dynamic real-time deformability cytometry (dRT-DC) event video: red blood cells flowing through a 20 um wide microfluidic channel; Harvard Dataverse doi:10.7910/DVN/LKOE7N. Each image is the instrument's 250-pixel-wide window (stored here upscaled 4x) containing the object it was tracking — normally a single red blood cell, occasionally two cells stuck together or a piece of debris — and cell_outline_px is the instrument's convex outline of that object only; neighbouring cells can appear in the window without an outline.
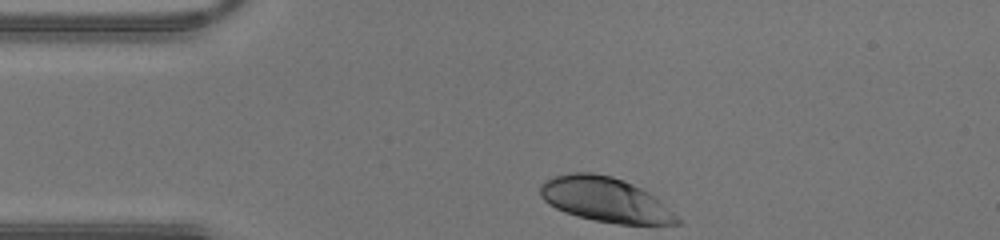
{"species": "human", "species_latin": "Homo sapiens", "temperature_condition": "warm", "stored_images_in_passage": 25, "camera_frame_rate_fps": 3000, "um_per_image_px": 0.085, "donor": {"sex": "male"}, "frame": {"image": 1, "passage_image": 1, "time_ms": 0.0, "image_size_px": [1000, 240], "cell_outline_px": [[680, 224], [616, 224], [576, 216], [564, 212], [548, 204], [540, 196], [540, 184], [544, 180], [552, 176], [572, 172], [592, 172], [612, 176], [624, 180], [648, 192], [676, 216], [680, 220]], "centroid_in_image_um": [51.37, 16.95], "position_along_channel_um": 33.6, "area_um2": 35.37}}
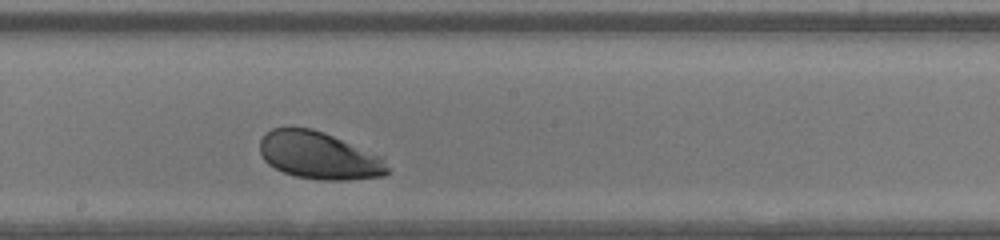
{"frame": {"image": 2, "passage_image": 15, "time_ms": 4.667, "image_size_px": [1000, 240], "cell_outline_px": [[388, 172], [384, 176], [348, 180], [324, 180], [296, 176], [284, 172], [268, 164], [264, 160], [260, 152], [260, 140], [272, 128], [312, 128], [324, 132], [384, 156], [388, 168]], "centroid_in_image_um": [27.16, 13.22], "position_along_channel_um": 221.0, "area_um2": 35.26}}
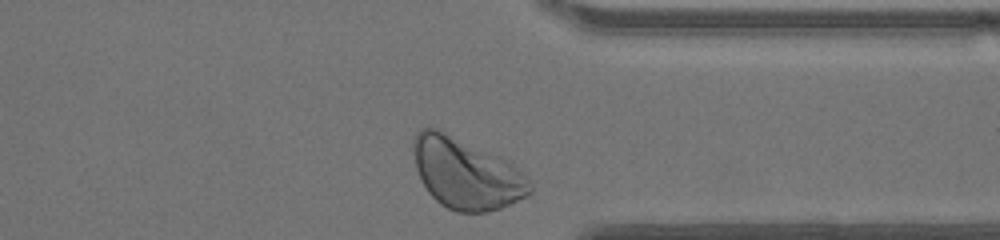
{"frame": {"image": 3, "passage_image": 25, "time_ms": 8.0, "image_size_px": [1000, 240], "cell_outline_px": [[532, 192], [500, 208], [488, 212], [456, 212], [440, 204], [428, 192], [416, 168], [412, 148], [412, 140], [416, 132], [420, 128], [436, 128], [500, 156], [512, 164], [532, 184]], "centroid_in_image_um": [39.58, 14.74], "position_along_channel_um": 371.8, "area_um2": 47.69}}